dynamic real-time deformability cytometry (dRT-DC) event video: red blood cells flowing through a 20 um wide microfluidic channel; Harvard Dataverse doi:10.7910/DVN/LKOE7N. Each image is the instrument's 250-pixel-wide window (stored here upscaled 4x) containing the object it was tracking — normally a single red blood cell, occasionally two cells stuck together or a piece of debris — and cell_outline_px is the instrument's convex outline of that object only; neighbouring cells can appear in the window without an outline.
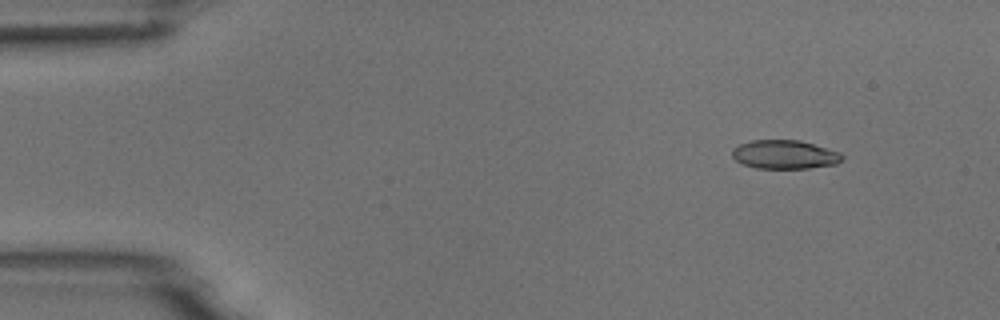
{"species": "common noctule bat (a hibernating species)", "species_latin": "Nyctalus noctula", "temperature_condition": "room temperature", "stored_images_in_passage": 5, "segment_of_instrument_passage": [2, 2], "camera_frame_rate_fps": 3000, "um_per_image_px": 0.085, "animal": {"sex": "male", "body_mass_g": 18.8}, "frame": {"image": 1, "passage_image": 5, "time_ms": 6.333, "image_size_px": [1000, 320], "cell_outline_px": [[844, 160], [836, 164], [808, 168], [756, 168], [740, 164], [732, 156], [732, 148], [740, 144], [752, 140], [800, 140], [840, 152], [844, 156]], "centroid_in_image_um": [66.69, 13.14], "position_along_channel_um": 18.3, "area_um2": 18.55}}